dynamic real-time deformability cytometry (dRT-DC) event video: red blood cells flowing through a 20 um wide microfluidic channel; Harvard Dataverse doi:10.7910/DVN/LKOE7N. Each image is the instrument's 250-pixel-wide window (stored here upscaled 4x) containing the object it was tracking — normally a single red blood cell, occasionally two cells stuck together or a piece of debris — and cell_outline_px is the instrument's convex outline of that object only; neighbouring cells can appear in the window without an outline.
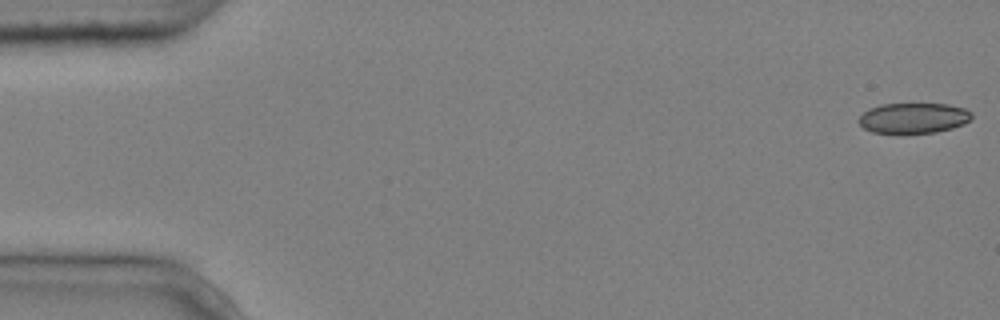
{"species": "common noctule bat (a hibernating species)", "species_latin": "Nyctalus noctula", "temperature_condition": "cold", "stored_images_in_passage": 5, "camera_frame_rate_fps": 3000, "um_per_image_px": 0.085, "animal": {"sex": "male", "body_mass_g": 20.4}, "frame": {"image": 1, "passage_image": 1, "time_ms": 0.0, "image_size_px": [1000, 320], "cell_outline_px": [[972, 120], [964, 124], [952, 128], [936, 132], [900, 136], [872, 132], [864, 128], [856, 120], [868, 108], [880, 104], [948, 104], [964, 108], [972, 112]], "centroid_in_image_um": [77.62, 10.07], "position_along_channel_um": 7.4, "area_um2": 20.87}}
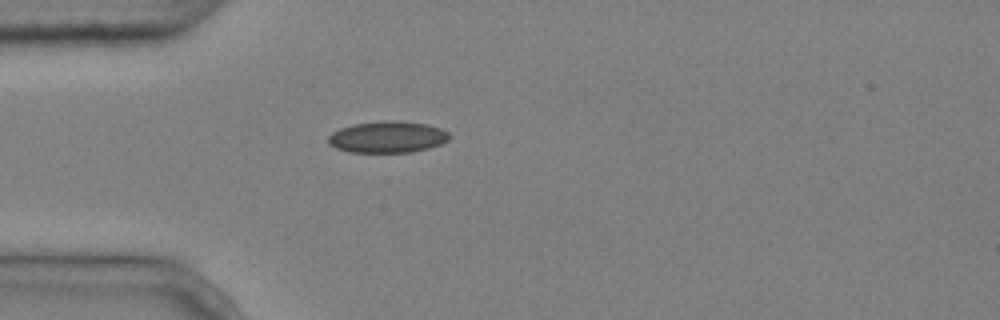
{"frame": {"image": 2, "passage_image": 5, "time_ms": 1.333, "image_size_px": [1000, 320], "cell_outline_px": [[448, 140], [440, 144], [428, 148], [412, 152], [348, 152], [336, 148], [328, 144], [328, 136], [332, 132], [340, 128], [356, 124], [388, 120], [396, 120], [424, 124], [440, 128], [448, 132]], "centroid_in_image_um": [32.91, 11.65], "position_along_channel_um": 52.1, "area_um2": 22.08}}